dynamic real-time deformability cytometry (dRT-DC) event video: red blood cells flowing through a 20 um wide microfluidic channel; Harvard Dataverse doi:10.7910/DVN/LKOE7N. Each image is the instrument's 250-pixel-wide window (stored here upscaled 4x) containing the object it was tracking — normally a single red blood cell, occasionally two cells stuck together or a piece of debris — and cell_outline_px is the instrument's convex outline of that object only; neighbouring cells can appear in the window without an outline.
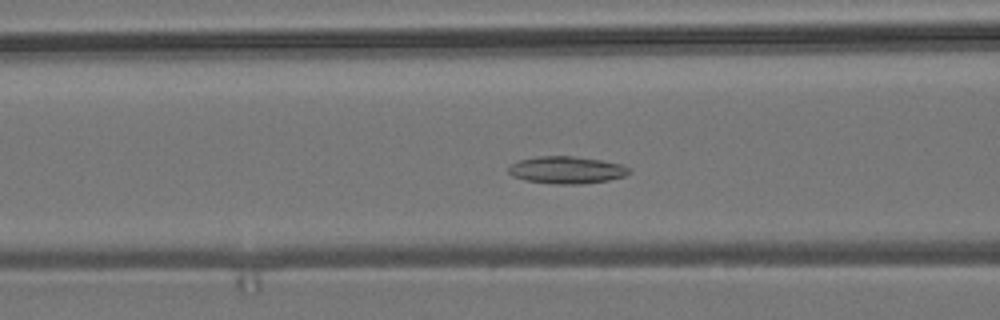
{"species": "common noctule bat (a hibernating species)", "species_latin": "Nyctalus noctula", "temperature_condition": "room temperature", "stored_images_in_passage": 49, "camera_frame_rate_fps": 3000, "um_per_image_px": 0.085, "animal": {"sex": "male", "body_mass_g": 19.2, "forearm_length_mm": 51.8}, "frame": {"image": 1, "passage_image": 15, "time_ms": 4.667, "image_size_px": [1000, 320], "cell_outline_px": [[632, 172], [624, 176], [608, 180], [580, 184], [556, 184], [524, 180], [512, 176], [508, 172], [508, 168], [512, 164], [520, 160], [536, 156], [572, 156], [600, 160], [620, 164], [632, 168]], "centroid_in_image_um": [48.17, 14.45], "position_along_channel_um": 118.4, "area_um2": 19.13}}
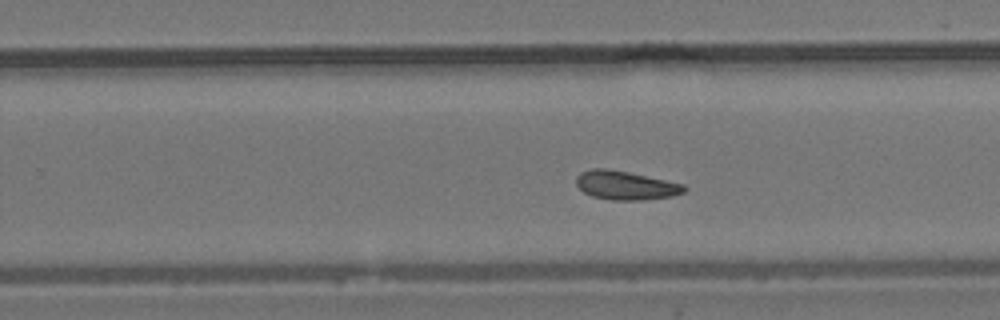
{"frame": {"image": 2, "passage_image": 28, "time_ms": 9.0, "image_size_px": [1000, 320], "cell_outline_px": [[688, 188], [684, 192], [672, 196], [644, 200], [612, 200], [592, 196], [584, 192], [576, 184], [576, 176], [580, 172], [592, 168], [604, 168], [628, 172], [684, 184]], "centroid_in_image_um": [53.17, 15.75], "position_along_channel_um": 276.6, "area_um2": 18.09}}
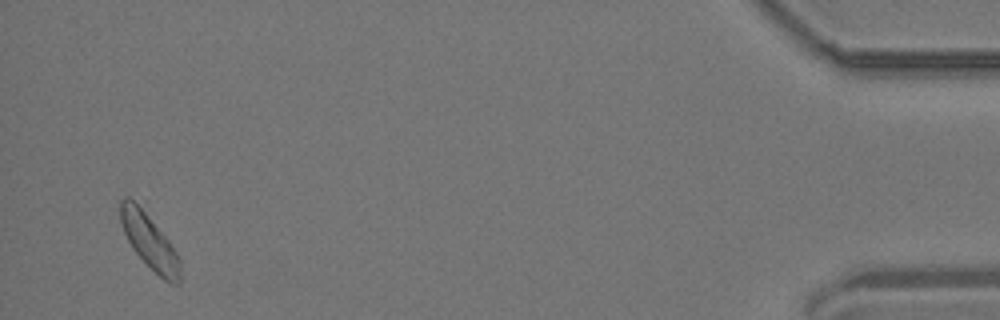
{"frame": {"image": 3, "passage_image": 47, "time_ms": 15.333, "image_size_px": [1000, 320], "cell_outline_px": [[180, 284], [168, 284], [132, 248], [124, 232], [120, 220], [120, 200], [124, 196], [128, 196], [144, 212], [168, 240], [176, 252], [180, 260]], "centroid_in_image_um": [12.71, 20.55], "position_along_channel_um": 422.5, "area_um2": 18.44}, "authors_computed_cell_mechanics": {"area_um2": 18.4382, "velocity_mm_per_s": 3.6637, "shape_relaxation_time_tau1_ms": null, "shape_relaxation_time_tau2_ms": 6.7639, "deformation_change_tau1": null, "deformation_change_tau2": 0.1472}}